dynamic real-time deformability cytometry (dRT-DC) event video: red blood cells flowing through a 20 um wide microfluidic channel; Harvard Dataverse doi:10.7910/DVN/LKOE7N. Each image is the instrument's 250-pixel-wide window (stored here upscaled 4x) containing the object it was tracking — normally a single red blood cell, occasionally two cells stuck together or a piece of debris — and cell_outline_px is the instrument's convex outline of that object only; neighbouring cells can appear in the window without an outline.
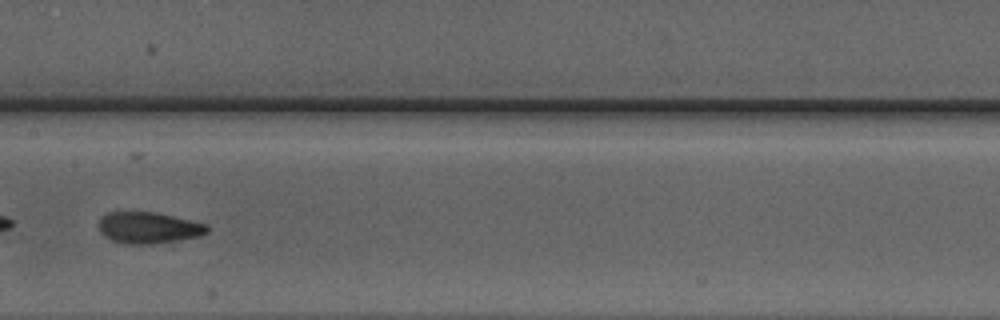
{"species": "Egyptian fruit bat (a non-hibernating species)", "species_latin": "Rousettus aegyptiacus", "temperature_condition": "warm", "stored_images_in_passage": 49, "camera_frame_rate_fps": 3000, "um_per_image_px": 0.085, "animal": {"sex": "male"}, "frame": {"image": 1, "passage_image": 23, "time_ms": 7.333, "image_size_px": [1000, 320], "cell_outline_px": [[208, 232], [200, 236], [180, 240], [156, 244], [124, 244], [112, 240], [104, 236], [100, 232], [96, 224], [100, 216], [108, 212], [156, 212], [208, 224]], "centroid_in_image_um": [12.59, 19.36], "position_along_channel_um": 194.8, "area_um2": 20.23}}
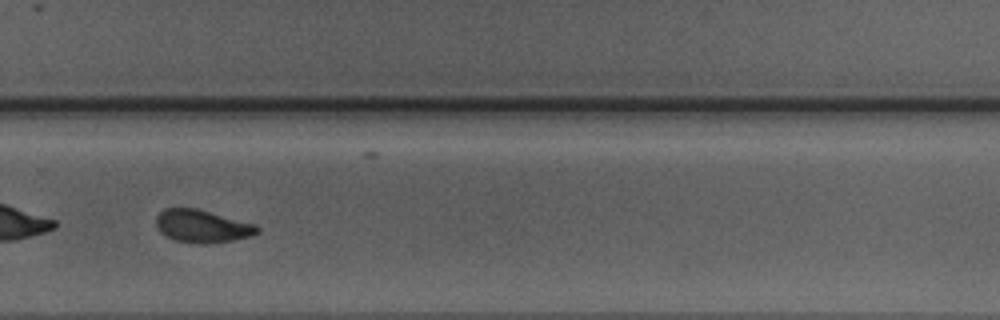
{"frame": {"image": 2, "passage_image": 32, "time_ms": 10.333, "image_size_px": [1000, 320], "cell_outline_px": [[260, 232], [252, 236], [232, 240], [176, 240], [160, 232], [156, 224], [156, 216], [164, 208], [196, 208], [256, 224], [260, 228]], "centroid_in_image_um": [17.21, 19.16], "position_along_channel_um": 312.6, "area_um2": 18.38}}
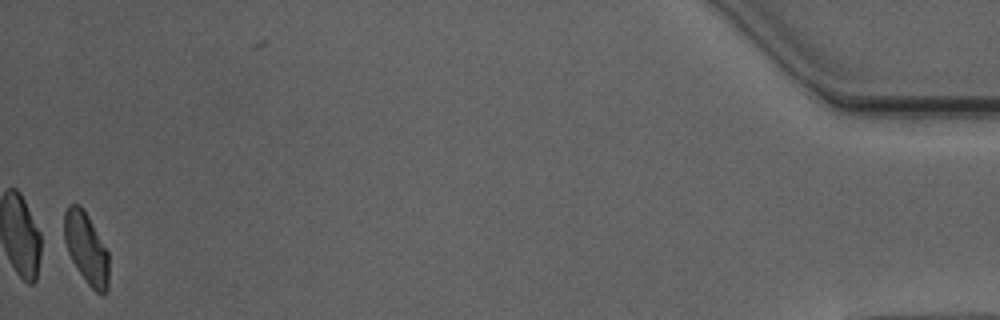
{"frame": {"image": 3, "passage_image": 48, "time_ms": 15.667, "image_size_px": [1000, 320], "cell_outline_px": [[108, 292], [104, 296], [96, 292], [88, 284], [76, 268], [68, 252], [64, 240], [64, 212], [68, 204], [80, 204], [88, 216], [108, 252]], "centroid_in_image_um": [7.33, 21.11], "position_along_channel_um": 427.9, "area_um2": 18.55}, "authors_computed_cell_mechanics": {"area_um2": 19.652, "velocity_mm_per_s": 3.9435, "shape_relaxation_time_tau1_ms": 3.7577, "shape_relaxation_time_tau2_ms": 1.8528, "deformation_change_tau1": 0.1076, "deformation_change_tau2": 0.0757}}